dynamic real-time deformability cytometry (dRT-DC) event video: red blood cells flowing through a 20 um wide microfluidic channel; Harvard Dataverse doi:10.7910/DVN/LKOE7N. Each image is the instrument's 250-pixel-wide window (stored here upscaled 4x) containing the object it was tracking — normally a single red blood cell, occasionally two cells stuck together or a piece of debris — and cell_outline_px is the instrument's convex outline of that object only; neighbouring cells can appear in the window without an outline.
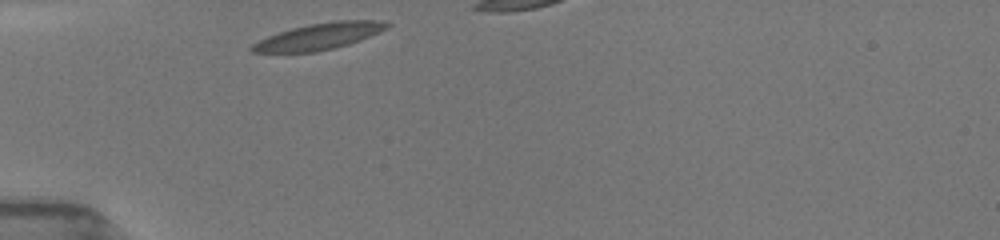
{"species": "common noctule bat (a hibernating species)", "species_latin": "Nyctalus noctula", "temperature_condition": "room temperature", "stored_images_in_passage": 12, "camera_frame_rate_fps": 3000, "um_per_image_px": 0.085, "animal": {"sex": "female", "body_mass_g": 19.5, "forearm_length_mm": 54.1}, "frame": {"image": 1, "passage_image": 1, "time_ms": 0.0, "image_size_px": [1000, 240], "cell_outline_px": [[392, 24], [388, 28], [380, 32], [360, 40], [348, 44], [316, 52], [252, 52], [248, 48], [252, 44], [268, 36], [292, 28], [308, 24], [336, 20], [384, 20]], "centroid_in_image_um": [27.17, 3.07], "position_along_channel_um": 57.8, "area_um2": 20.75}}
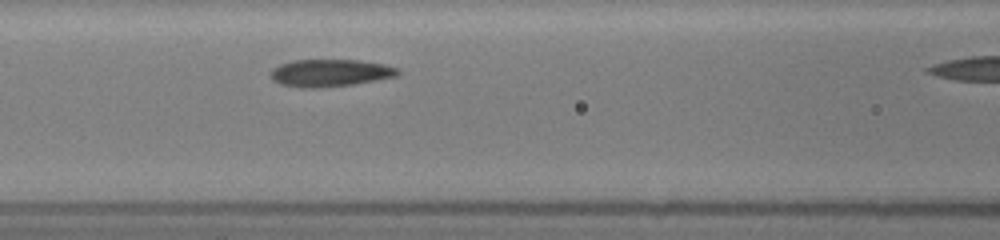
{"frame": {"image": 2, "passage_image": 8, "time_ms": 2.333, "image_size_px": [1000, 240], "cell_outline_px": [[400, 72], [396, 76], [356, 84], [320, 88], [300, 88], [280, 84], [272, 80], [272, 68], [280, 64], [296, 60], [360, 60], [384, 64], [400, 68]], "centroid_in_image_um": [28.08, 6.2], "position_along_channel_um": 138.5, "area_um2": 20.4}}
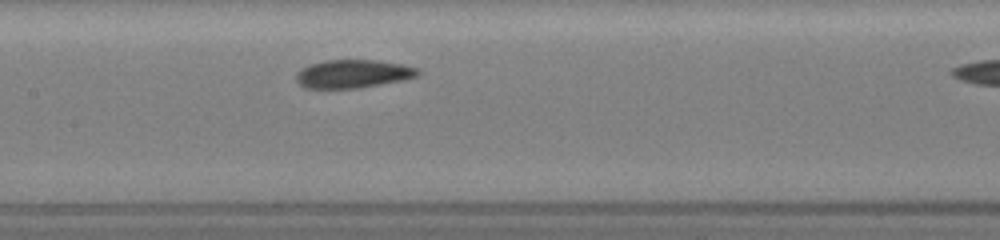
{"frame": {"image": 3, "passage_image": 11, "time_ms": 3.333, "image_size_px": [1000, 240], "cell_outline_px": [[420, 76], [404, 80], [360, 88], [304, 88], [296, 80], [296, 72], [300, 68], [324, 60], [376, 60], [400, 64], [416, 68], [420, 72]], "centroid_in_image_um": [30.0, 6.28], "position_along_channel_um": 177.4, "area_um2": 20.11}}